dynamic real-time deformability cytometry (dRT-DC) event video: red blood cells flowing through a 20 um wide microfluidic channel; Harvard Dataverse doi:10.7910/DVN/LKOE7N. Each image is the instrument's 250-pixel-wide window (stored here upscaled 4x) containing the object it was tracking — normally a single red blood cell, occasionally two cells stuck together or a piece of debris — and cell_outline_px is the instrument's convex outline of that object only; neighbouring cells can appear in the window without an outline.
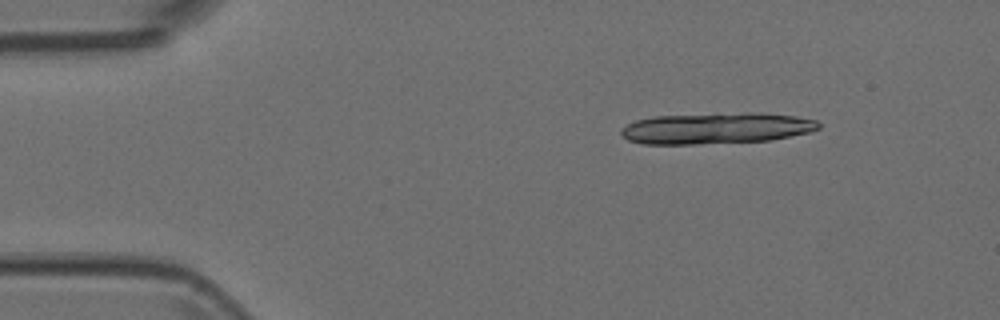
{"species": "Egyptian fruit bat (a non-hibernating species)", "species_latin": "Rousettus aegyptiacus", "temperature_condition": "room temperature", "stored_images_in_passage": 6, "camera_frame_rate_fps": 3000, "um_per_image_px": 0.085, "animal": {"sex": "female"}, "frame": {"image": 1, "passage_image": 2, "time_ms": 0.333, "image_size_px": [1000, 320], "cell_outline_px": [[820, 128], [812, 132], [772, 140], [692, 144], [644, 144], [628, 140], [620, 132], [620, 128], [636, 120], [652, 116], [748, 112], [752, 112], [796, 116], [816, 120], [820, 124]], "centroid_in_image_um": [60.9, 10.9], "position_along_channel_um": 24.1, "area_um2": 36.01}}
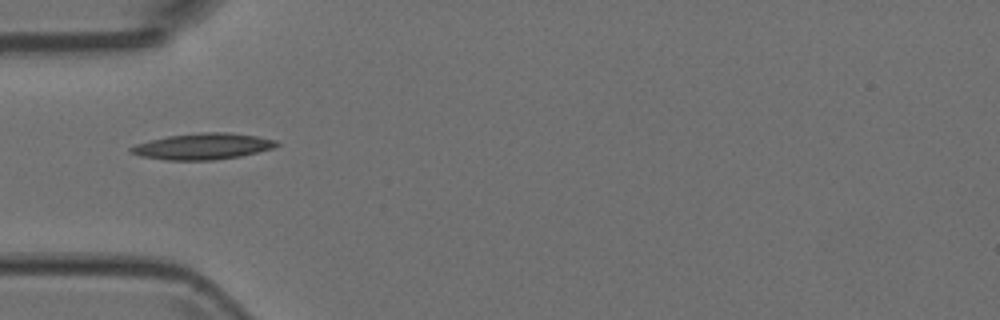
{"frame": {"image": 2, "passage_image": 5, "time_ms": 1.333, "image_size_px": [1000, 320], "cell_outline_px": [[280, 144], [272, 148], [240, 156], [212, 160], [164, 160], [140, 156], [128, 152], [128, 148], [136, 144], [168, 136], [204, 132], [228, 132], [256, 136], [276, 140]], "centroid_in_image_um": [17.2, 12.44], "position_along_channel_um": 67.8, "area_um2": 22.08}}
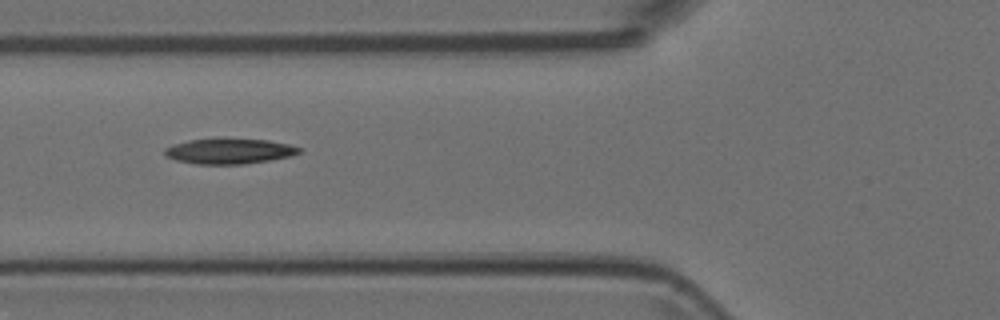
{"frame": {"image": 3, "passage_image": 6, "time_ms": 1.667, "image_size_px": [1000, 320], "cell_outline_px": [[300, 152], [292, 156], [244, 164], [196, 164], [176, 160], [164, 156], [164, 148], [172, 144], [188, 140], [268, 140], [288, 144], [300, 148]], "centroid_in_image_um": [19.44, 12.87], "position_along_channel_um": 106.4, "area_um2": 19.42}}